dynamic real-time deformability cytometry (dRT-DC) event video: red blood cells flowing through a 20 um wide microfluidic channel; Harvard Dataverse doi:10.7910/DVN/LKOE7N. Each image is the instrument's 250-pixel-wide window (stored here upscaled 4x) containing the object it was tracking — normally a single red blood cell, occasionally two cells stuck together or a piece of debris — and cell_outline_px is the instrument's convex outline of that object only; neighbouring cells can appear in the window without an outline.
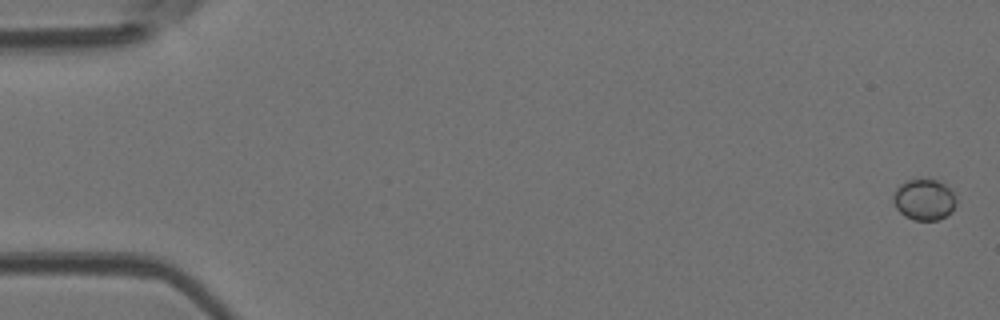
{"species": "Egyptian fruit bat (a non-hibernating species)", "species_latin": "Rousettus aegyptiacus", "temperature_condition": "room temperature", "stored_images_in_passage": 5, "camera_frame_rate_fps": 3000, "um_per_image_px": 0.085, "animal": {"sex": "female"}, "frame": {"image": 1, "passage_image": 1, "time_ms": 0.0, "image_size_px": [1000, 320], "cell_outline_px": [[956, 204], [952, 212], [936, 220], [912, 220], [904, 216], [896, 208], [892, 200], [892, 196], [896, 188], [900, 184], [908, 180], [936, 180], [952, 188], [956, 196]], "centroid_in_image_um": [78.56, 16.97], "position_along_channel_um": 6.4, "area_um2": 15.2}}
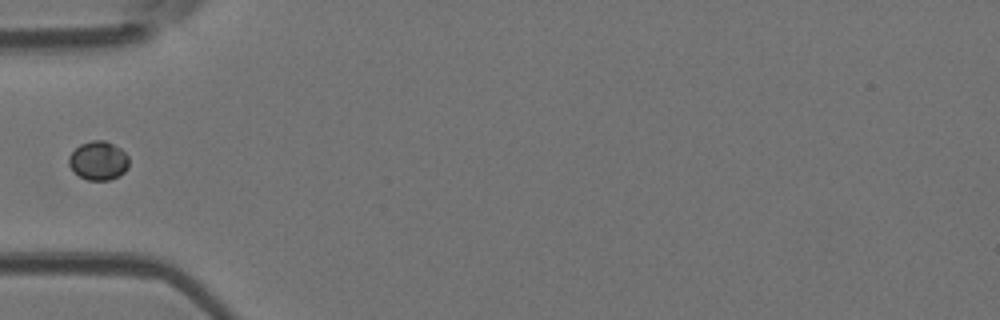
{"frame": {"image": 2, "passage_image": 5, "time_ms": 1.333, "image_size_px": [1000, 320], "cell_outline_px": [[128, 168], [120, 176], [108, 180], [88, 180], [80, 176], [68, 164], [68, 156], [80, 144], [92, 140], [104, 140], [120, 148], [128, 156]], "centroid_in_image_um": [8.37, 13.65], "position_along_channel_um": 76.6, "area_um2": 13.53}}